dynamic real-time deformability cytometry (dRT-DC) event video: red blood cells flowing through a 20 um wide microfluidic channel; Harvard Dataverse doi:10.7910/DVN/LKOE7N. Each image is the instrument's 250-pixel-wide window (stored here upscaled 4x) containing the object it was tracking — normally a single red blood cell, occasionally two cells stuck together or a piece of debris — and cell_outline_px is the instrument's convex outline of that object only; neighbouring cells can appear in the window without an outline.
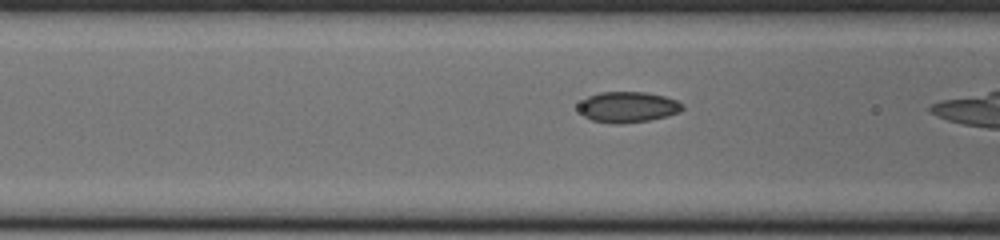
{"species": "common noctule bat (a hibernating species)", "species_latin": "Nyctalus noctula", "temperature_condition": "cold", "stored_images_in_passage": 18, "camera_frame_rate_fps": 3000, "um_per_image_px": 0.085, "animal": {"sex": "male", "body_mass_g": 20.0, "forearm_length_mm": 53.3}, "frame": {"image": 1, "passage_image": 13, "time_ms": 4.0, "image_size_px": [1000, 240], "cell_outline_px": [[684, 108], [680, 112], [668, 116], [648, 120], [620, 124], [612, 124], [592, 120], [584, 116], [580, 112], [580, 104], [588, 96], [600, 92], [644, 92], [664, 96], [676, 100], [684, 104]], "centroid_in_image_um": [53.4, 9.1], "position_along_channel_um": 113.2, "area_um2": 18.55}}